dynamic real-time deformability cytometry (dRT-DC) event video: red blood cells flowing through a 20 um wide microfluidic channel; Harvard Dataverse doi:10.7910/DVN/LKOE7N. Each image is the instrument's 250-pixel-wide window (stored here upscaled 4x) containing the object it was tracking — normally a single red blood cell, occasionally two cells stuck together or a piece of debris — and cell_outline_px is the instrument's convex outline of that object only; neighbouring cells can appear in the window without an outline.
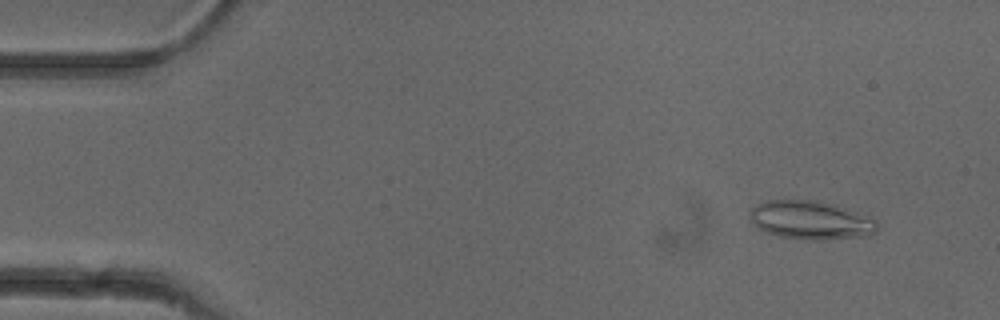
{"species": "common noctule bat (a hibernating species)", "species_latin": "Nyctalus noctula", "temperature_condition": "cold", "stored_images_in_passage": 52, "camera_frame_rate_fps": 3000, "um_per_image_px": 0.085, "animal": {"sex": "female"}, "frame": {"image": 1, "passage_image": 5, "time_ms": 1.333, "image_size_px": [1000, 320], "cell_outline_px": [[876, 232], [868, 236], [824, 240], [804, 240], [780, 236], [764, 232], [748, 216], [752, 208], [756, 204], [764, 200], [816, 200], [836, 204], [872, 216], [876, 220]], "centroid_in_image_um": [68.95, 18.7], "position_along_channel_um": 16.0, "area_um2": 29.07}}
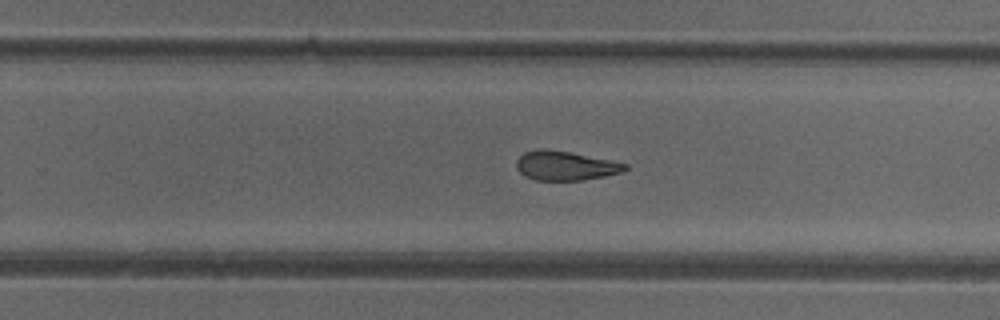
{"frame": {"image": 2, "passage_image": 33, "time_ms": 10.667, "image_size_px": [1000, 320], "cell_outline_px": [[628, 168], [624, 172], [584, 180], [536, 180], [524, 176], [516, 168], [516, 160], [524, 152], [536, 148], [540, 148], [568, 152], [628, 164]], "centroid_in_image_um": [48.02, 14.09], "position_along_channel_um": 281.8, "area_um2": 18.44}}
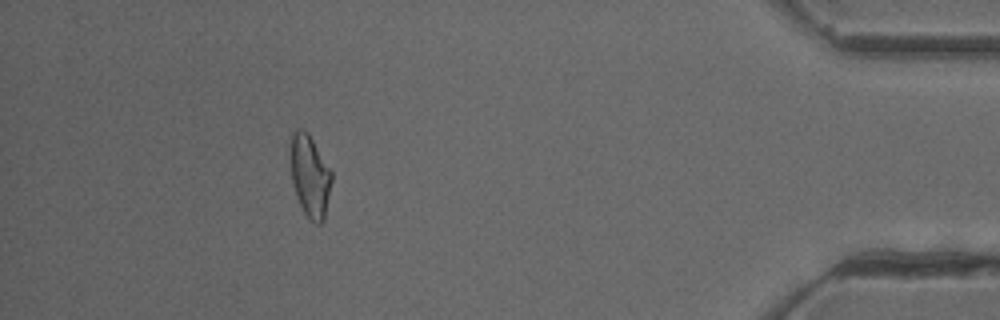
{"frame": {"image": 3, "passage_image": 47, "time_ms": 15.333, "image_size_px": [1000, 320], "cell_outline_px": [[332, 180], [324, 220], [320, 224], [316, 224], [304, 212], [296, 196], [292, 180], [288, 156], [292, 132], [300, 128], [304, 128], [308, 132], [332, 172]], "centroid_in_image_um": [26.31, 14.9], "position_along_channel_um": 408.9, "area_um2": 19.94}, "authors_computed_cell_mechanics": {"area_um2": 20.3167, "velocity_mm_per_s": 3.9665, "shape_relaxation_time_tau1_ms": null, "shape_relaxation_time_tau2_ms": 3.2753, "deformation_change_tau1": null, "deformation_change_tau2": 0.1284}}